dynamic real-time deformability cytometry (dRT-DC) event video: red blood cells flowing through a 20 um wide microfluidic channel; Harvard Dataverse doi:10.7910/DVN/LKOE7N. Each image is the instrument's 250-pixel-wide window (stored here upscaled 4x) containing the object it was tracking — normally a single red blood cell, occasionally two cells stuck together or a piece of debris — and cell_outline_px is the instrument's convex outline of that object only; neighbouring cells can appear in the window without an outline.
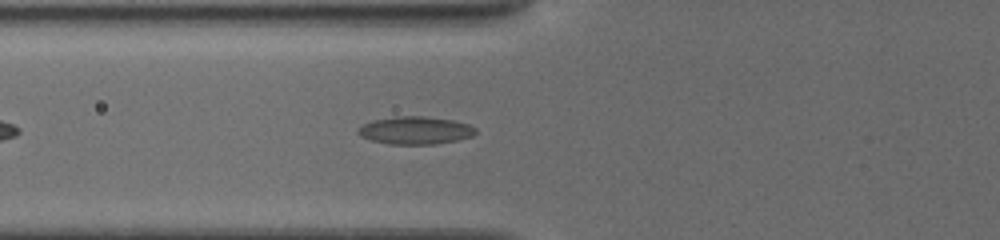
{"species": "common noctule bat (a hibernating species)", "species_latin": "Nyctalus noctula", "temperature_condition": "cold", "stored_images_in_passage": 25, "camera_frame_rate_fps": 3000, "um_per_image_px": 0.085, "animal": {"sex": "female", "body_mass_g": 19.5, "forearm_length_mm": 54.1}, "frame": {"image": 1, "passage_image": 6, "time_ms": 2.333, "image_size_px": [1000, 240], "cell_outline_px": [[476, 132], [472, 136], [456, 140], [436, 144], [388, 144], [372, 140], [360, 136], [356, 132], [356, 128], [372, 120], [392, 116], [424, 116], [452, 120], [468, 124], [476, 128]], "centroid_in_image_um": [35.26, 11.07], "position_along_channel_um": 90.5, "area_um2": 19.07}}
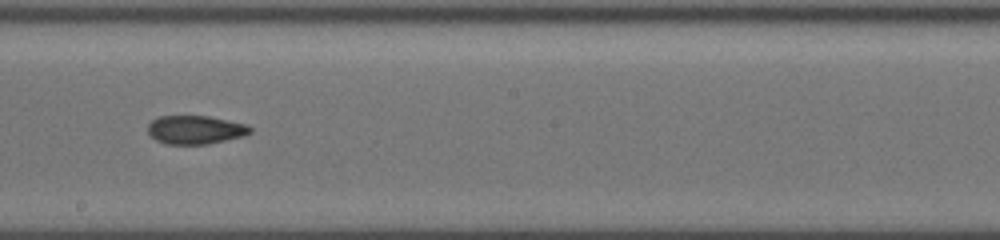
{"frame": {"image": 2, "passage_image": 14, "time_ms": 6.0, "image_size_px": [1000, 240], "cell_outline_px": [[252, 132], [244, 136], [208, 144], [164, 144], [156, 140], [148, 132], [148, 124], [152, 120], [160, 116], [208, 116], [248, 124], [252, 128]], "centroid_in_image_um": [16.63, 11.03], "position_along_channel_um": 231.6, "area_um2": 17.11}}
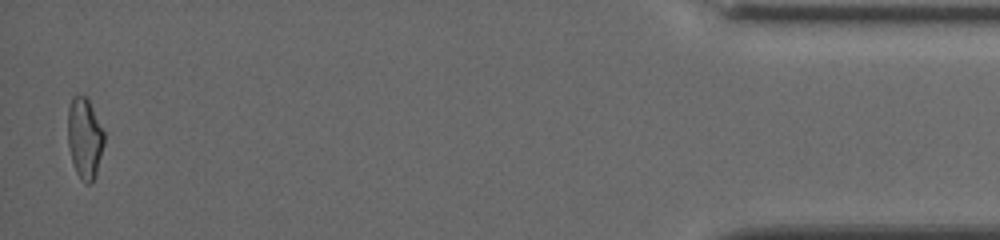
{"frame": {"image": 3, "passage_image": 25, "time_ms": 13.0, "image_size_px": [1000, 240], "cell_outline_px": [[104, 144], [96, 176], [88, 184], [80, 180], [76, 172], [72, 160], [68, 144], [68, 108], [72, 96], [84, 96], [88, 100], [104, 132]], "centroid_in_image_um": [7.19, 11.77], "position_along_channel_um": 428.0, "area_um2": 16.94}, "authors_computed_cell_mechanics": {"area_um2": 17.629, "velocity_mm_per_s": 3.8435, "shape_relaxation_time_tau1_ms": null, "shape_relaxation_time_tau2_ms": 3.0563, "deformation_change_tau1": null, "deformation_change_tau2": 0.0945}}